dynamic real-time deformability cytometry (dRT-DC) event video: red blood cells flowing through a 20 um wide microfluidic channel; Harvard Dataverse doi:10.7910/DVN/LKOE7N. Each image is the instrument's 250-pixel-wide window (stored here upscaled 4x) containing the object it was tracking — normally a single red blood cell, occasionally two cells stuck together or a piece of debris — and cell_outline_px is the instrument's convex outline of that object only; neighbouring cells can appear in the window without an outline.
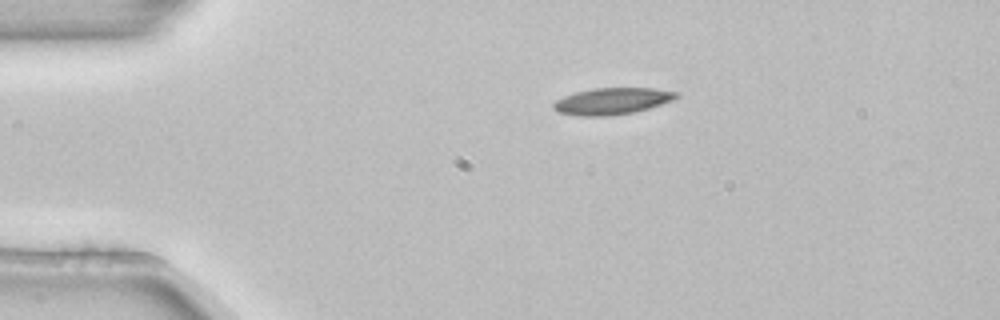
{"species": "common noctule bat (a hibernating species)", "species_latin": "Nyctalus noctula", "temperature_condition": "room temperature", "stored_images_in_passage": 3, "camera_frame_rate_fps": 3000, "um_per_image_px": 0.085, "animal": {"sex": "female", "body_mass_g": 22.7, "forearm_length_mm": 54.2}, "frame": {"image": 1, "passage_image": 3, "time_ms": 0.667, "image_size_px": [1000, 320], "cell_outline_px": [[680, 96], [672, 100], [648, 108], [632, 112], [608, 116], [580, 116], [560, 112], [552, 108], [552, 104], [556, 100], [564, 96], [576, 92], [596, 88], [656, 88], [680, 92]], "centroid_in_image_um": [52.05, 8.58], "position_along_channel_um": 33.0, "area_um2": 18.96}}